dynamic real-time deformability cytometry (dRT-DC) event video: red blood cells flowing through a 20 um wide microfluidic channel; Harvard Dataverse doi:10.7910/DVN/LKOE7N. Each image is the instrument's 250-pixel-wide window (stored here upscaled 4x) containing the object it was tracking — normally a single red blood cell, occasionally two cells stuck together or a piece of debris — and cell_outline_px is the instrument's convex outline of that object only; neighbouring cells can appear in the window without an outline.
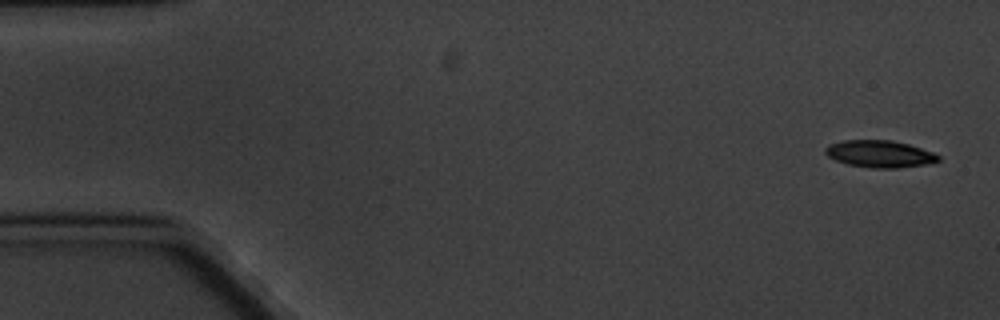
{"species": "common noctule bat (a hibernating species)", "species_latin": "Nyctalus noctula", "temperature_condition": "cold", "stored_images_in_passage": 6, "segment_of_instrument_passage": [1, 2], "camera_frame_rate_fps": 3000, "um_per_image_px": 0.085, "animal": {"sex": "male", "body_mass_g": 20.1, "forearm_length_mm": 53.5}, "frame": {"image": 1, "passage_image": 1, "time_ms": 0.0, "image_size_px": [1000, 320], "cell_outline_px": [[940, 160], [924, 164], [900, 168], [868, 168], [848, 164], [836, 160], [828, 156], [824, 152], [824, 148], [828, 144], [844, 140], [892, 140], [908, 144], [932, 152], [940, 156]], "centroid_in_image_um": [74.73, 13.08], "position_along_channel_um": 10.3, "area_um2": 17.8}}